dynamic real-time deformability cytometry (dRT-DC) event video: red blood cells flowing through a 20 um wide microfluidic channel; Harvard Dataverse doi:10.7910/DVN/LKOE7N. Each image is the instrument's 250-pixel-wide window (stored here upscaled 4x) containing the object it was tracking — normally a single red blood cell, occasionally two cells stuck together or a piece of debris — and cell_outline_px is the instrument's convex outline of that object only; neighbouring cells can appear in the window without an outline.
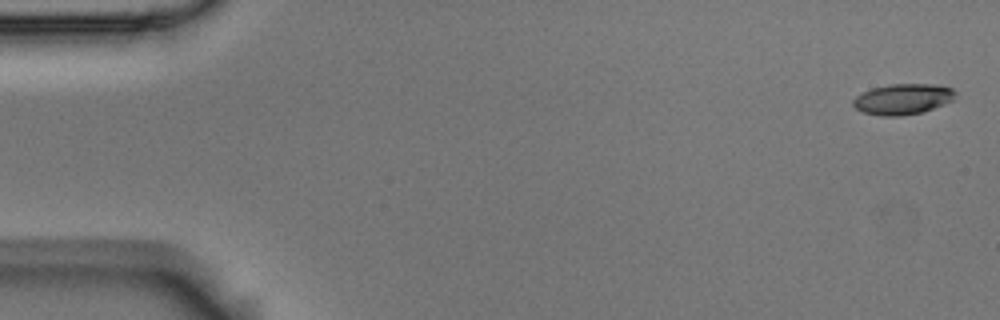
{"species": "Egyptian fruit bat (a non-hibernating species)", "species_latin": "Rousettus aegyptiacus", "temperature_condition": "room temperature", "stored_images_in_passage": 6, "camera_frame_rate_fps": 3000, "um_per_image_px": 0.085, "animal": {"sex": "male"}, "frame": {"image": 1, "passage_image": 1, "time_ms": 0.0, "image_size_px": [1000, 320], "cell_outline_px": [[956, 92], [952, 100], [944, 104], [920, 112], [900, 116], [884, 116], [864, 112], [856, 108], [852, 104], [852, 100], [856, 96], [872, 88], [892, 84], [936, 84], [952, 88]], "centroid_in_image_um": [76.74, 8.41], "position_along_channel_um": 8.3, "area_um2": 18.03}}
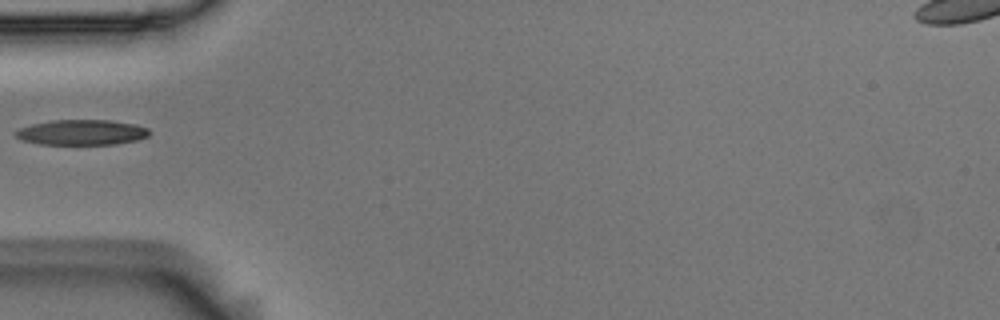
{"frame": {"image": 2, "passage_image": 5, "time_ms": 1.333, "image_size_px": [1000, 320], "cell_outline_px": [[152, 132], [148, 136], [136, 140], [116, 144], [40, 144], [20, 140], [12, 132], [20, 128], [32, 124], [52, 120], [108, 120], [136, 124], [148, 128]], "centroid_in_image_um": [6.94, 11.25], "position_along_channel_um": 78.1, "area_um2": 19.83}}
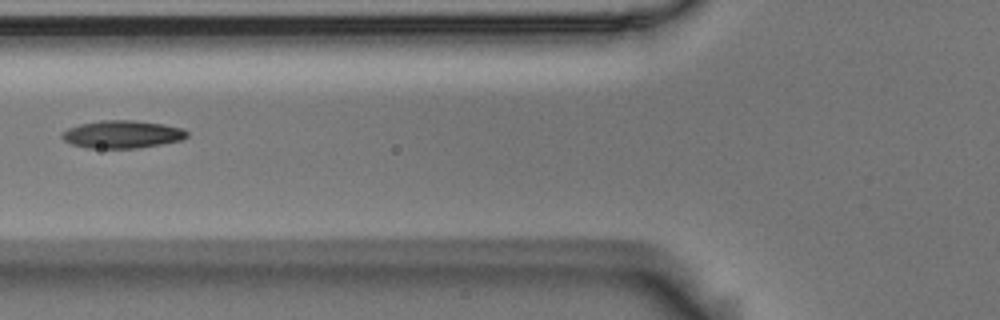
{"frame": {"image": 3, "passage_image": 6, "time_ms": 1.667, "image_size_px": [1000, 320], "cell_outline_px": [[188, 136], [180, 140], [160, 144], [136, 148], [88, 148], [72, 144], [64, 140], [60, 136], [68, 128], [80, 124], [100, 120], [132, 120], [164, 124], [184, 128], [188, 132]], "centroid_in_image_um": [10.4, 11.41], "position_along_channel_um": 115.4, "area_um2": 20.11}}